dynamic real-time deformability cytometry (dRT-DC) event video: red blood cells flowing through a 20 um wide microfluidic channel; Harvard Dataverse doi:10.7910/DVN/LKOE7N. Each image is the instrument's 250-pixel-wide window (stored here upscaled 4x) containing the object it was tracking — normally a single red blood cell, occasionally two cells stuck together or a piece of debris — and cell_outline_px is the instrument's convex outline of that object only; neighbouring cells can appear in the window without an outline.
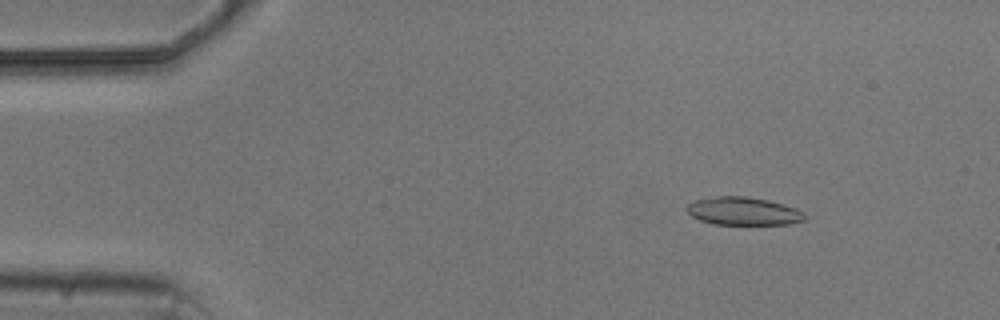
{"species": "common noctule bat (a hibernating species)", "species_latin": "Nyctalus noctula", "temperature_condition": "cold", "stored_images_in_passage": 5, "camera_frame_rate_fps": 3000, "um_per_image_px": 0.085, "animal": {"sex": "male", "body_mass_g": 20.5, "forearm_length_mm": 52.5}, "frame": {"image": 1, "passage_image": 2, "time_ms": 1.333, "image_size_px": [1000, 320], "cell_outline_px": [[804, 220], [788, 224], [712, 224], [700, 220], [692, 216], [684, 208], [692, 200], [716, 196], [744, 196], [768, 200], [784, 204], [796, 208], [804, 212]], "centroid_in_image_um": [63.14, 17.94], "position_along_channel_um": 21.9, "area_um2": 19.31}}
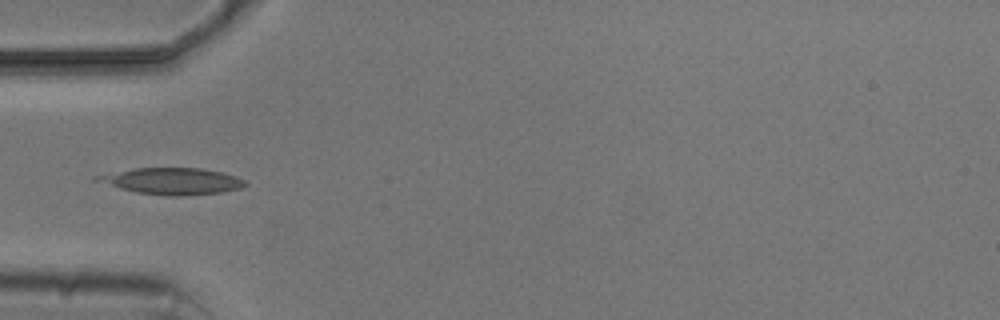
{"frame": {"image": 2, "passage_image": 5, "time_ms": 4.667, "image_size_px": [1000, 320], "cell_outline_px": [[248, 184], [240, 188], [224, 192], [176, 196], [168, 196], [136, 192], [120, 188], [92, 180], [92, 176], [132, 168], [200, 168], [220, 172], [236, 176], [244, 180]], "centroid_in_image_um": [14.59, 15.39], "position_along_channel_um": 70.4, "area_um2": 22.89}}